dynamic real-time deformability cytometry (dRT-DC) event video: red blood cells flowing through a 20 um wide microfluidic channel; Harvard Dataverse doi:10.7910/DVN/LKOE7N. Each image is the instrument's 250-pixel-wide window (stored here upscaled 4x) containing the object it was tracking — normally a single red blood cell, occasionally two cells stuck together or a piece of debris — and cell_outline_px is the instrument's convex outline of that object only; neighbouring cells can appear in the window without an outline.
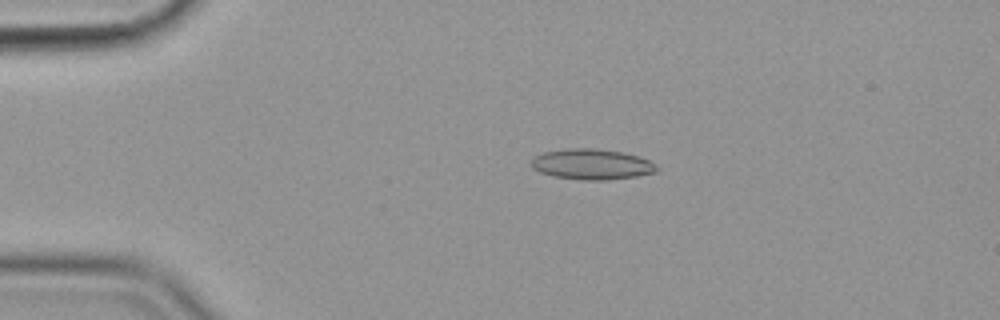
{"species": "common noctule bat (a hibernating species)", "species_latin": "Nyctalus noctula", "temperature_condition": "cold", "stored_images_in_passage": 56, "camera_frame_rate_fps": 3000, "um_per_image_px": 0.085, "animal": {"sex": "female", "body_mass_g": 19.9}, "frame": {"image": 1, "passage_image": 12, "time_ms": 3.667, "image_size_px": [1000, 320], "cell_outline_px": [[660, 168], [656, 172], [636, 176], [604, 180], [580, 180], [552, 176], [540, 172], [532, 168], [532, 156], [544, 152], [564, 148], [596, 148], [620, 152], [636, 156], [648, 160]], "centroid_in_image_um": [50.25, 13.96], "position_along_channel_um": 34.7, "area_um2": 22.37}}
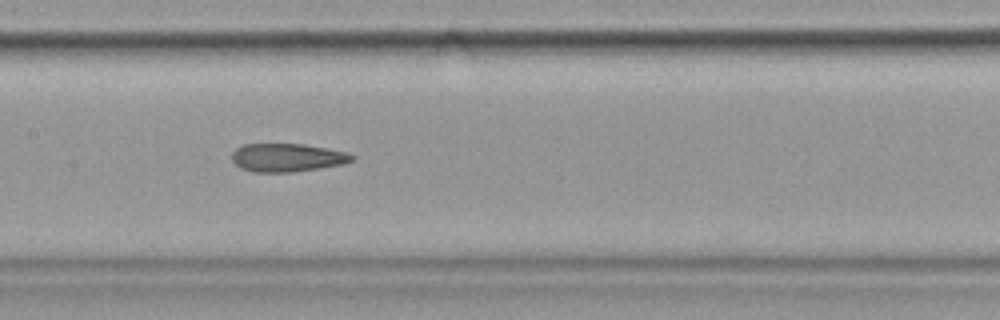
{"frame": {"image": 2, "passage_image": 28, "time_ms": 9.0, "image_size_px": [1000, 320], "cell_outline_px": [[356, 156], [352, 160], [344, 164], [292, 172], [252, 172], [240, 168], [232, 160], [232, 152], [236, 148], [244, 144], [304, 144], [348, 152]], "centroid_in_image_um": [24.41, 13.39], "position_along_channel_um": 183.0, "area_um2": 19.83}}
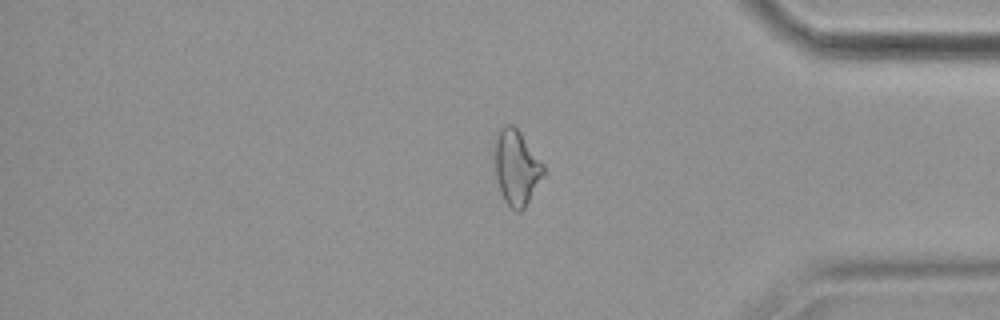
{"frame": {"image": 3, "passage_image": 47, "time_ms": 15.333, "image_size_px": [1000, 320], "cell_outline_px": [[544, 176], [524, 208], [520, 212], [516, 212], [504, 200], [500, 192], [496, 176], [496, 140], [500, 128], [504, 124], [512, 124], [520, 132], [544, 164]], "centroid_in_image_um": [43.92, 14.25], "position_along_channel_um": 391.3, "area_um2": 21.04}, "authors_computed_cell_mechanics": {"area_um2": 21.097, "velocity_mm_per_s": 3.5901, "shape_relaxation_time_tau1_ms": null, "shape_relaxation_time_tau2_ms": 4.7603, "deformation_change_tau1": null, "deformation_change_tau2": 0.1507}}